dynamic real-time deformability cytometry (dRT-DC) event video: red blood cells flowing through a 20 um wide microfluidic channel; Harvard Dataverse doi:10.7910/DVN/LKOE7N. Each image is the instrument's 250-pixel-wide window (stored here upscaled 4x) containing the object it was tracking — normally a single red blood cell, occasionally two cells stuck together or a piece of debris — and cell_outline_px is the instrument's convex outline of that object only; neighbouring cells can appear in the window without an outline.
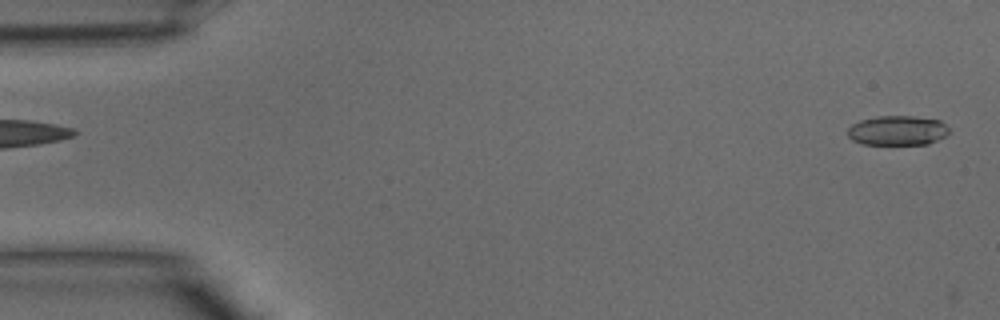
{"species": "common noctule bat (a hibernating species)", "species_latin": "Nyctalus noctula", "temperature_condition": "warm", "stored_images_in_passage": 39, "camera_frame_rate_fps": 3000, "um_per_image_px": 0.085, "animal": {"sex": "male", "body_mass_g": 15.6}, "frame": {"image": 1, "passage_image": 1, "time_ms": 0.0, "image_size_px": [1000, 320], "cell_outline_px": [[948, 132], [944, 136], [928, 144], [864, 144], [852, 140], [848, 136], [848, 128], [852, 124], [860, 120], [876, 116], [912, 116], [940, 120], [948, 128]], "centroid_in_image_um": [76.25, 11.08], "position_along_channel_um": 8.7, "area_um2": 17.4}}
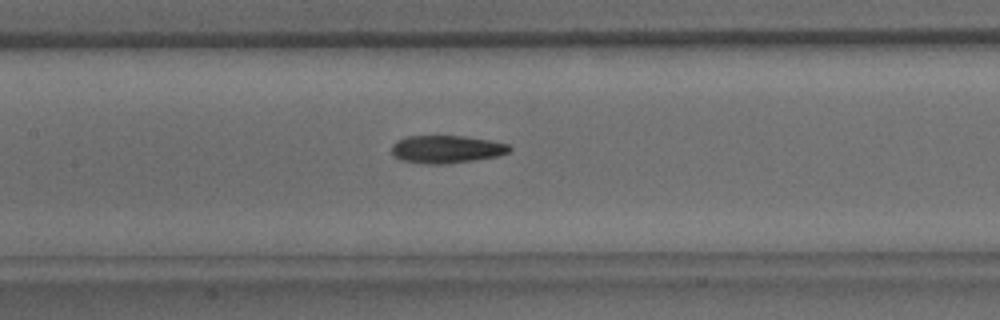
{"frame": {"image": 2, "passage_image": 18, "time_ms": 5.667, "image_size_px": [1000, 320], "cell_outline_px": [[512, 148], [508, 152], [496, 156], [448, 164], [428, 164], [400, 160], [392, 156], [392, 144], [396, 140], [408, 136], [464, 136], [488, 140], [508, 144]], "centroid_in_image_um": [37.9, 12.68], "position_along_channel_um": 169.5, "area_um2": 19.02}}
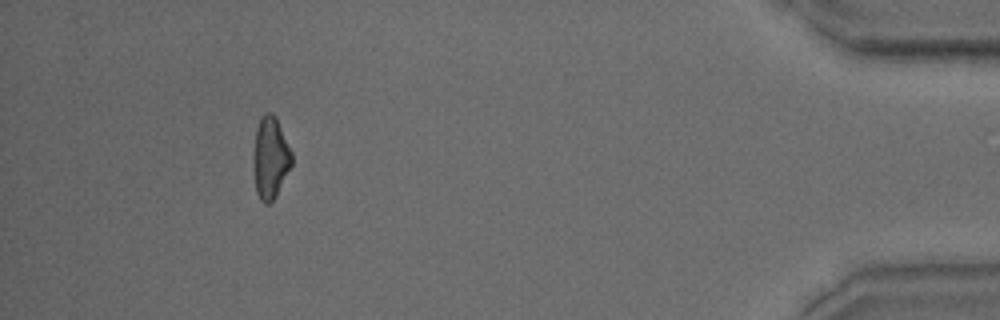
{"frame": {"image": 3, "passage_image": 36, "time_ms": 11.667, "image_size_px": [1000, 320], "cell_outline_px": [[292, 164], [276, 196], [268, 204], [264, 204], [260, 200], [256, 192], [252, 160], [252, 152], [256, 128], [260, 116], [264, 112], [272, 112], [276, 116], [292, 152]], "centroid_in_image_um": [22.95, 13.38], "position_along_channel_um": 412.2, "area_um2": 18.73}}